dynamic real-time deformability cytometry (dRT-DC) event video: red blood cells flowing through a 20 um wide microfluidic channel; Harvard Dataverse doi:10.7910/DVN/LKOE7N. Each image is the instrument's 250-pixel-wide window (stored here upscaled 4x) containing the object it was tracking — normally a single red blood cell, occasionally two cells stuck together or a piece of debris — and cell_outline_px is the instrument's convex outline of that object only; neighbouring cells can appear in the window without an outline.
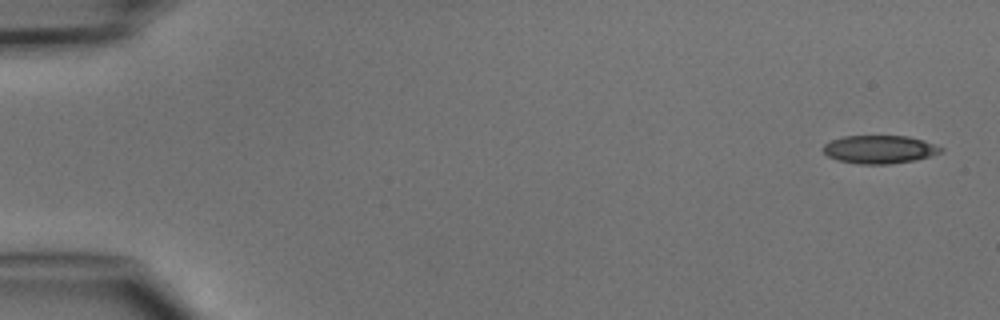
{"species": "common noctule bat (a hibernating species)", "species_latin": "Nyctalus noctula", "temperature_condition": "cold", "stored_images_in_passage": 6, "camera_frame_rate_fps": 3000, "um_per_image_px": 0.085, "animal": {"sex": "male", "body_mass_g": 15.6}, "frame": {"image": 1, "passage_image": 1, "time_ms": 0.0, "image_size_px": [1000, 320], "cell_outline_px": [[944, 152], [912, 160], [888, 164], [860, 164], [836, 160], [828, 156], [824, 152], [824, 144], [832, 140], [844, 136], [908, 136], [924, 140], [944, 148]], "centroid_in_image_um": [74.77, 12.69], "position_along_channel_um": 10.2, "area_um2": 19.19}}
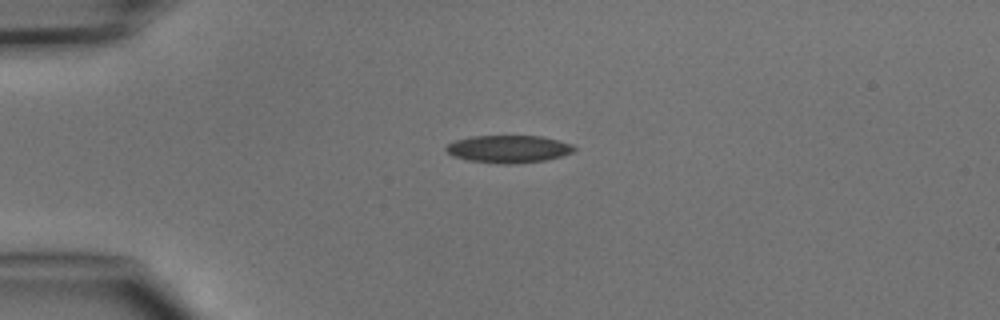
{"frame": {"image": 2, "passage_image": 4, "time_ms": 3.333, "image_size_px": [1000, 320], "cell_outline_px": [[576, 148], [572, 152], [560, 156], [544, 160], [516, 164], [500, 164], [468, 160], [452, 156], [444, 148], [448, 144], [456, 140], [472, 136], [540, 136], [560, 140], [572, 144]], "centroid_in_image_um": [43.22, 12.66], "position_along_channel_um": 41.8, "area_um2": 20.52}}